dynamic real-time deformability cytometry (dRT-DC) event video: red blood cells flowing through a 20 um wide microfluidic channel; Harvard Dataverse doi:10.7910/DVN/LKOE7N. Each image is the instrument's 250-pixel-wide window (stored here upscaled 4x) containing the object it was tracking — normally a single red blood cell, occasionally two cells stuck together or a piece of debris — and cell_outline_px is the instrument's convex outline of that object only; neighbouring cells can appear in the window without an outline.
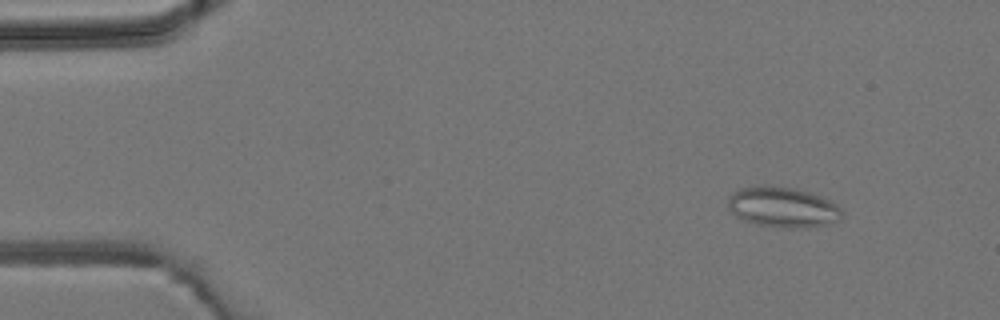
{"species": "common noctule bat (a hibernating species)", "species_latin": "Nyctalus noctula", "temperature_condition": "room temperature", "stored_images_in_passage": 5, "camera_frame_rate_fps": 3000, "um_per_image_px": 0.085, "animal": {"sex": "male", "body_mass_g": 19.2, "forearm_length_mm": 51.8}, "frame": {"image": 1, "passage_image": 1, "time_ms": 0.0, "image_size_px": [1000, 320], "cell_outline_px": [[844, 216], [840, 220], [824, 224], [788, 228], [780, 228], [756, 224], [744, 220], [736, 216], [728, 208], [728, 196], [740, 188], [792, 188], [808, 192], [820, 196], [836, 204], [844, 212]], "centroid_in_image_um": [66.55, 17.64], "position_along_channel_um": 18.5, "area_um2": 26.01}}